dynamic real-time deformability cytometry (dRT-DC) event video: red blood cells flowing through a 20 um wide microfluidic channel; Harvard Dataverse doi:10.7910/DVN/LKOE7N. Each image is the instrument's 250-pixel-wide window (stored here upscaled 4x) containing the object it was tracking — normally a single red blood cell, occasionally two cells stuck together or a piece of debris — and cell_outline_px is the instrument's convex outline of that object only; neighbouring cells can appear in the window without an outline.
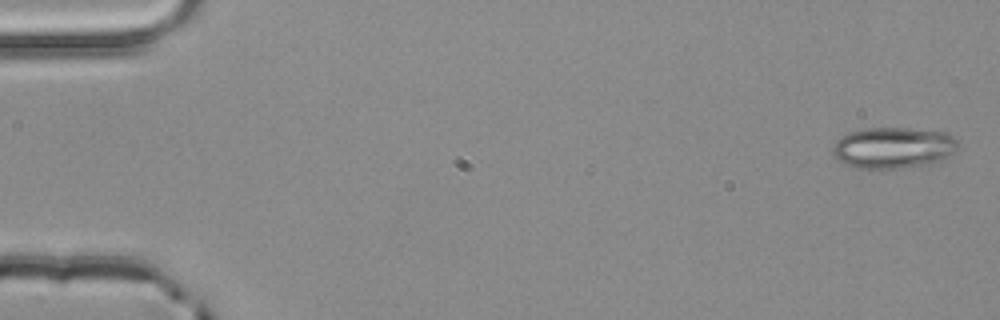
{"species": "common noctule bat (a hibernating species)", "species_latin": "Nyctalus noctula", "temperature_condition": "room temperature", "stored_images_in_passage": 3, "camera_frame_rate_fps": 3000, "um_per_image_px": 0.085, "animal": {"sex": "male", "body_mass_g": 20.4}, "frame": {"image": 1, "passage_image": 1, "time_ms": 0.0, "image_size_px": [1000, 320], "cell_outline_px": [[956, 148], [952, 152], [940, 160], [928, 164], [900, 168], [856, 168], [840, 160], [832, 152], [832, 148], [836, 140], [840, 136], [848, 132], [868, 128], [908, 128], [948, 132], [956, 140]], "centroid_in_image_um": [75.9, 12.54], "position_along_channel_um": 9.1, "area_um2": 29.77}}